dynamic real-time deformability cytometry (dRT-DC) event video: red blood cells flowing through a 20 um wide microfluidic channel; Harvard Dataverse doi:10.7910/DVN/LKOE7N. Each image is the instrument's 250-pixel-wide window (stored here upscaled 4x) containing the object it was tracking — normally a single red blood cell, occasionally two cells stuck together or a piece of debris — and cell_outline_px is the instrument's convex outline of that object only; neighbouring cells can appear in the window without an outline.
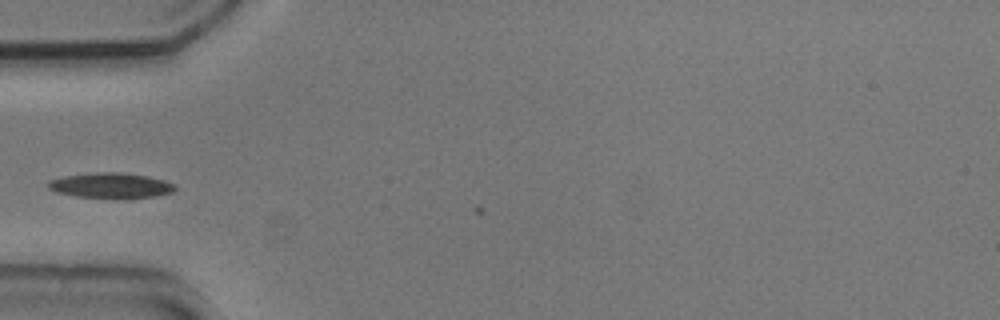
{"species": "common noctule bat (a hibernating species)", "species_latin": "Nyctalus noctula", "temperature_condition": "cold", "stored_images_in_passage": 4, "camera_frame_rate_fps": 3000, "um_per_image_px": 0.085, "animal": {"sex": "male", "body_mass_g": 20.5, "forearm_length_mm": 52.5}, "frame": {"image": 1, "passage_image": 3, "time_ms": 0.667, "image_size_px": [1000, 320], "cell_outline_px": [[176, 188], [172, 192], [132, 200], [128, 200], [76, 196], [56, 192], [48, 188], [48, 180], [64, 176], [104, 172], [120, 172], [148, 176], [164, 180], [176, 184]], "centroid_in_image_um": [9.45, 15.79], "position_along_channel_um": 75.5, "area_um2": 19.02}}